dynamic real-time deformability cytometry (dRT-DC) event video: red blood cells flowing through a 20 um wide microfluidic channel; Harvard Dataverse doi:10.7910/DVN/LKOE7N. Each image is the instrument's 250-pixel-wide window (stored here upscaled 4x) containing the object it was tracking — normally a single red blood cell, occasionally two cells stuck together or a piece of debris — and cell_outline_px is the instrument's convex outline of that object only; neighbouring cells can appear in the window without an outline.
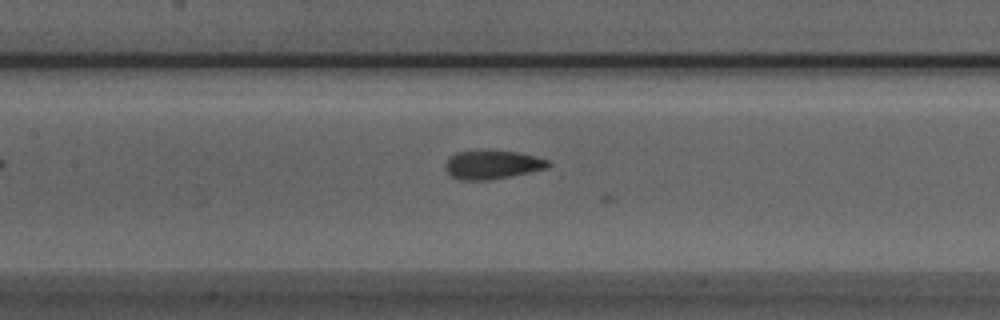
{"species": "Egyptian fruit bat (a non-hibernating species)", "species_latin": "Rousettus aegyptiacus", "temperature_condition": "room temperature", "stored_images_in_passage": 13, "segment_of_instrument_passage": [1, 2], "camera_frame_rate_fps": 3000, "um_per_image_px": 0.085, "animal": {"sex": "male"}, "frame": {"image": 1, "passage_image": 10, "time_ms": 3.0, "image_size_px": [1000, 320], "cell_outline_px": [[552, 164], [548, 168], [488, 180], [460, 180], [452, 176], [444, 168], [444, 164], [448, 156], [456, 152], [516, 152], [536, 156], [548, 160]], "centroid_in_image_um": [41.82, 14.01], "position_along_channel_um": 165.6, "area_um2": 16.82}}